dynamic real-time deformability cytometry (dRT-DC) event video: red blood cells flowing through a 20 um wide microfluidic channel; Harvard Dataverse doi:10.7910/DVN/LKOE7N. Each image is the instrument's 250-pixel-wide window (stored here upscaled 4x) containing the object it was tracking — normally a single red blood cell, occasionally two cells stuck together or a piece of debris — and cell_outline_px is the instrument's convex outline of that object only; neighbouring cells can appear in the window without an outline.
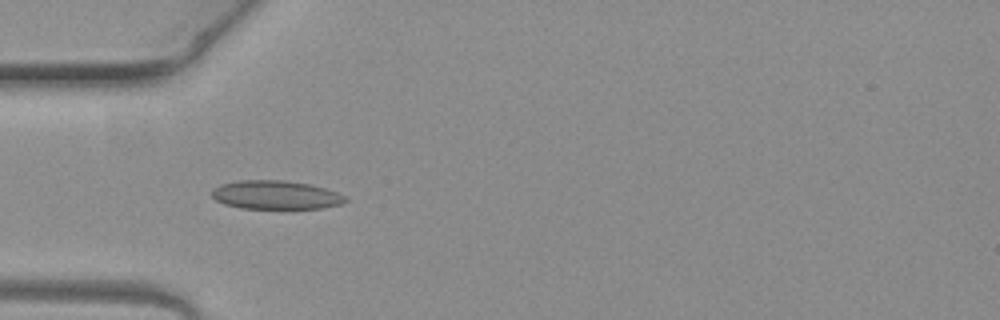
{"species": "common noctule bat (a hibernating species)", "species_latin": "Nyctalus noctula", "temperature_condition": "warm", "stored_images_in_passage": 6, "camera_frame_rate_fps": 3000, "um_per_image_px": 0.085, "animal": {"sex": "female", "body_mass_g": 19.3, "forearm_length_mm": 54.1}, "frame": {"image": 1, "passage_image": 4, "time_ms": 1.0, "image_size_px": [1000, 320], "cell_outline_px": [[348, 200], [340, 204], [320, 208], [240, 208], [224, 204], [216, 200], [212, 196], [212, 188], [220, 184], [240, 180], [284, 180], [312, 184], [336, 192], [344, 196]], "centroid_in_image_um": [23.4, 16.56], "position_along_channel_um": 61.6, "area_um2": 22.25}}
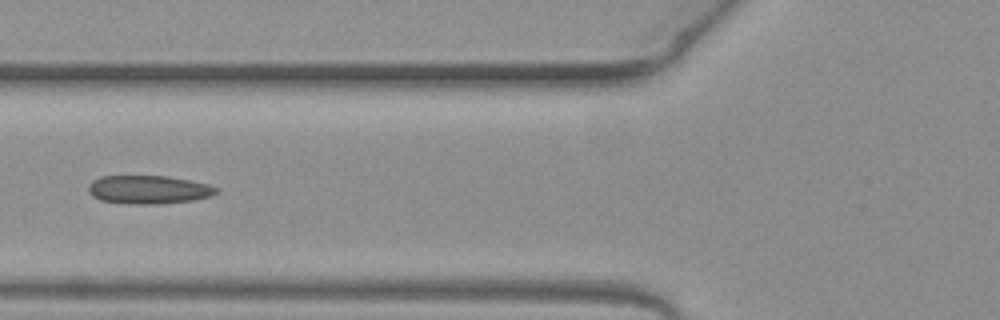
{"frame": {"image": 2, "passage_image": 5, "time_ms": 1.333, "image_size_px": [1000, 320], "cell_outline_px": [[220, 192], [208, 196], [192, 200], [160, 204], [128, 204], [100, 200], [92, 196], [88, 192], [88, 184], [92, 180], [100, 176], [168, 176], [208, 184], [220, 188]], "centroid_in_image_um": [12.6, 16.12], "position_along_channel_um": 113.2, "area_um2": 21.33}}
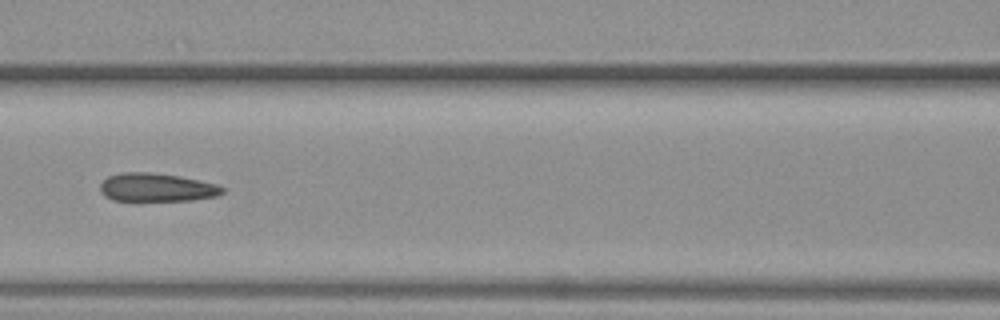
{"frame": {"image": 3, "passage_image": 6, "time_ms": 1.667, "image_size_px": [1000, 320], "cell_outline_px": [[224, 192], [216, 196], [192, 200], [112, 200], [104, 196], [100, 192], [100, 184], [108, 176], [120, 172], [148, 172], [180, 176], [200, 180], [216, 184], [224, 188]], "centroid_in_image_um": [13.29, 15.92], "position_along_channel_um": 153.3, "area_um2": 20.17}}